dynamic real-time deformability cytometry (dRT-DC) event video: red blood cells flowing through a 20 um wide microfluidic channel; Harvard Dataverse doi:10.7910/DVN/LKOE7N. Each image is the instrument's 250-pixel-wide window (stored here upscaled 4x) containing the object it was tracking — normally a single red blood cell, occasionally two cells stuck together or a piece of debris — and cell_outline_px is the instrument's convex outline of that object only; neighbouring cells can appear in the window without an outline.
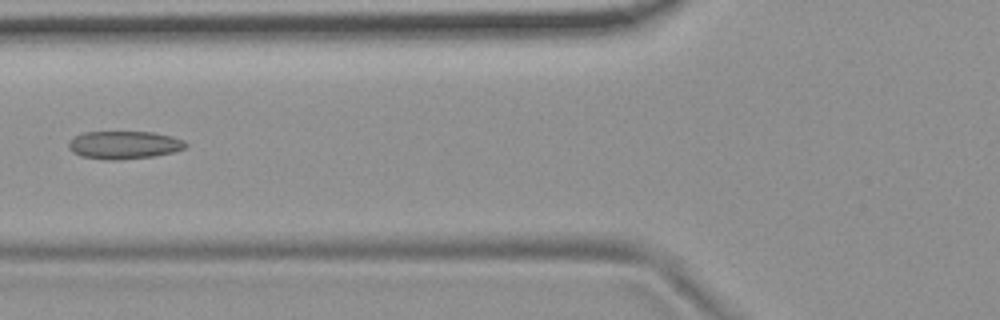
{"species": "common noctule bat (a hibernating species)", "species_latin": "Nyctalus noctula", "temperature_condition": "room temperature", "stored_images_in_passage": 9, "camera_frame_rate_fps": 3000, "um_per_image_px": 0.085, "animal": {"sex": "female", "body_mass_g": 19.9}, "frame": {"image": 1, "passage_image": 6, "time_ms": 6.667, "image_size_px": [1000, 320], "cell_outline_px": [[188, 144], [184, 148], [172, 152], [152, 156], [116, 160], [104, 160], [80, 156], [72, 152], [68, 148], [68, 144], [76, 136], [84, 132], [152, 132], [172, 136], [184, 140]], "centroid_in_image_um": [10.53, 12.32], "position_along_channel_um": 115.3, "area_um2": 18.96}}
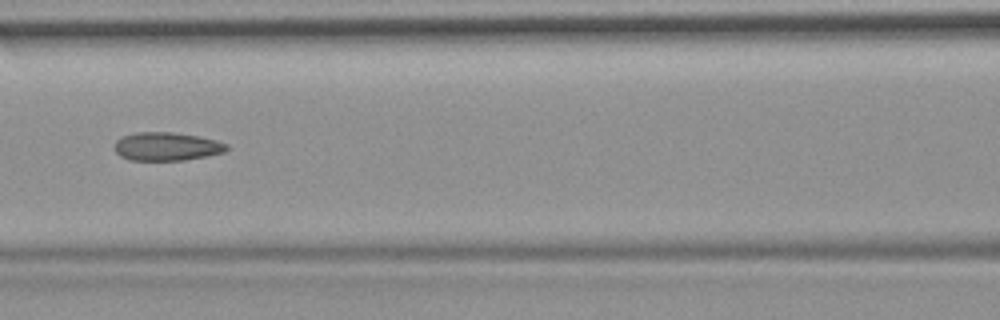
{"frame": {"image": 2, "passage_image": 7, "time_ms": 7.667, "image_size_px": [1000, 320], "cell_outline_px": [[228, 148], [224, 152], [208, 156], [184, 160], [128, 160], [120, 156], [116, 152], [116, 140], [120, 136], [136, 132], [172, 132], [196, 136], [216, 140], [228, 144]], "centroid_in_image_um": [14.16, 12.45], "position_along_channel_um": 152.4, "area_um2": 18.55}}